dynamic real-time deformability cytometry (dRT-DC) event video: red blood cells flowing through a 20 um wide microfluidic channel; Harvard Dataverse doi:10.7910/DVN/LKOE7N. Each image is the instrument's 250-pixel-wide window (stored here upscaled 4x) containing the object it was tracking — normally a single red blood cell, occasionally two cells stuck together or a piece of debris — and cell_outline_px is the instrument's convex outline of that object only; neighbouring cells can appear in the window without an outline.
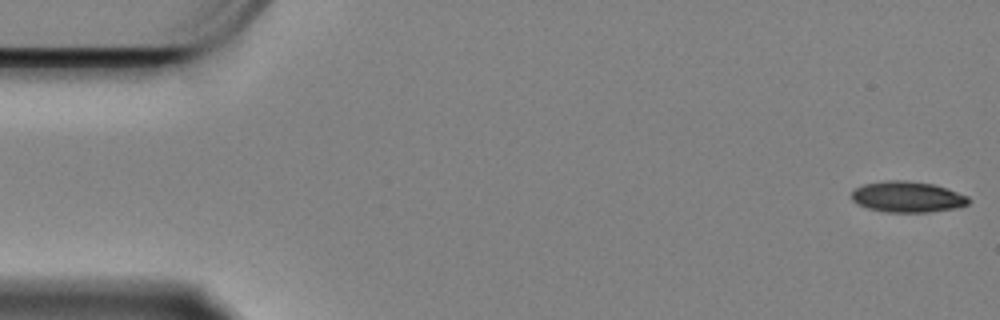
{"species": "Egyptian fruit bat (a non-hibernating species)", "species_latin": "Rousettus aegyptiacus", "temperature_condition": "cold", "stored_images_in_passage": 59, "camera_frame_rate_fps": 3000, "um_per_image_px": 0.085, "animal": {"sex": "female"}, "frame": {"image": 1, "passage_image": 1, "time_ms": 0.0, "image_size_px": [1000, 320], "cell_outline_px": [[972, 200], [968, 204], [956, 208], [928, 212], [888, 212], [868, 208], [856, 204], [852, 200], [852, 192], [856, 188], [864, 184], [888, 180], [908, 180], [932, 184], [968, 196]], "centroid_in_image_um": [77.13, 16.74], "position_along_channel_um": 7.9, "area_um2": 20.98}}
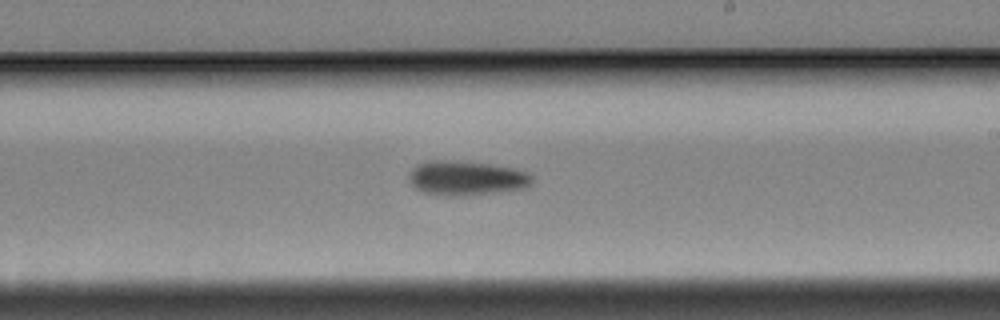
{"frame": {"image": 2, "passage_image": 34, "time_ms": 11.0, "image_size_px": [1000, 320], "cell_outline_px": [[532, 184], [524, 188], [496, 192], [464, 196], [444, 196], [424, 192], [416, 188], [408, 180], [408, 172], [416, 164], [424, 160], [460, 160], [492, 164], [512, 168], [528, 172], [532, 176]], "centroid_in_image_um": [39.59, 15.12], "position_along_channel_um": 249.4, "area_um2": 25.2}}
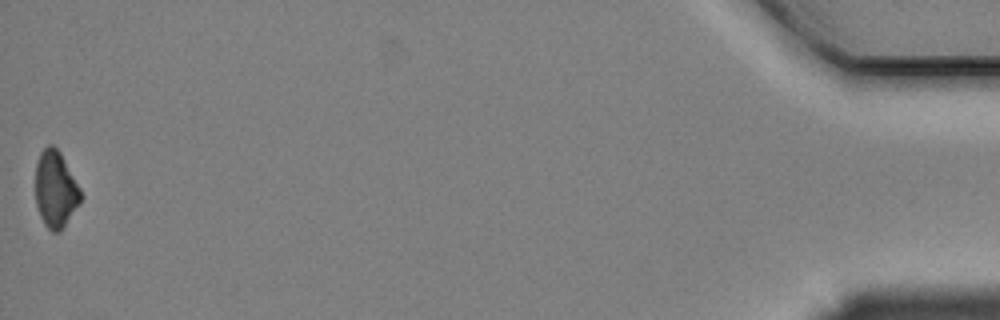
{"frame": {"image": 3, "passage_image": 59, "time_ms": 19.333, "image_size_px": [1000, 320], "cell_outline_px": [[80, 204], [60, 232], [52, 232], [44, 224], [40, 216], [36, 204], [36, 164], [40, 152], [48, 144], [52, 144], [60, 152], [80, 188]], "centroid_in_image_um": [4.71, 16.1], "position_along_channel_um": 430.5, "area_um2": 20.11}, "authors_computed_cell_mechanics": {"area_um2": 22.542, "velocity_mm_per_s": 3.3408, "shape_relaxation_time_tau1_ms": 3.5463, "shape_relaxation_time_tau2_ms": null, "deformation_change_tau1": 0.112, "deformation_change_tau2": null}}